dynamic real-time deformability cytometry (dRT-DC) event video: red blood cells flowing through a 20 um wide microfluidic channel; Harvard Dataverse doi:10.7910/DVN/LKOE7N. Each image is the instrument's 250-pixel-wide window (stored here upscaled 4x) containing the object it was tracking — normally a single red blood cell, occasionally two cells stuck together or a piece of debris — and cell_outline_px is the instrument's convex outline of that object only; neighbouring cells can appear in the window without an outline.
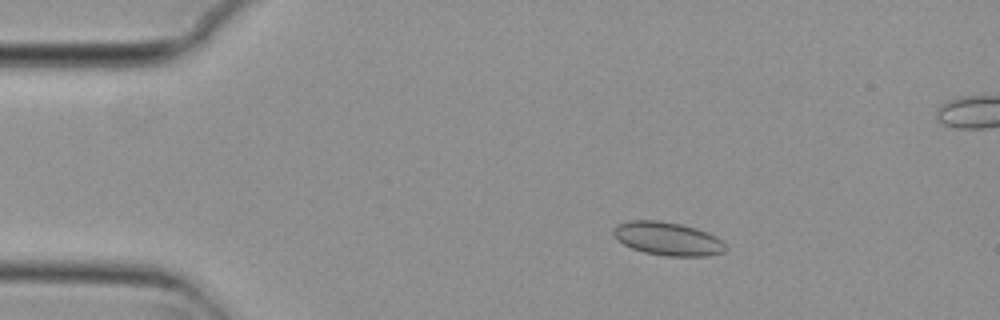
{"species": "common noctule bat (a hibernating species)", "species_latin": "Nyctalus noctula", "temperature_condition": "cold", "stored_images_in_passage": 54, "camera_frame_rate_fps": 3000, "um_per_image_px": 0.085, "animal": {"sex": "female", "body_mass_g": 29.2, "forearm_length_mm": 56.3}, "frame": {"image": 1, "passage_image": 7, "time_ms": 2.0, "image_size_px": [1000, 320], "cell_outline_px": [[728, 248], [724, 252], [708, 256], [664, 256], [644, 252], [632, 248], [624, 244], [612, 232], [612, 228], [616, 224], [628, 220], [656, 220], [680, 224], [696, 228], [708, 232], [716, 236]], "centroid_in_image_um": [56.76, 20.29], "position_along_channel_um": 28.2, "area_um2": 21.85}}
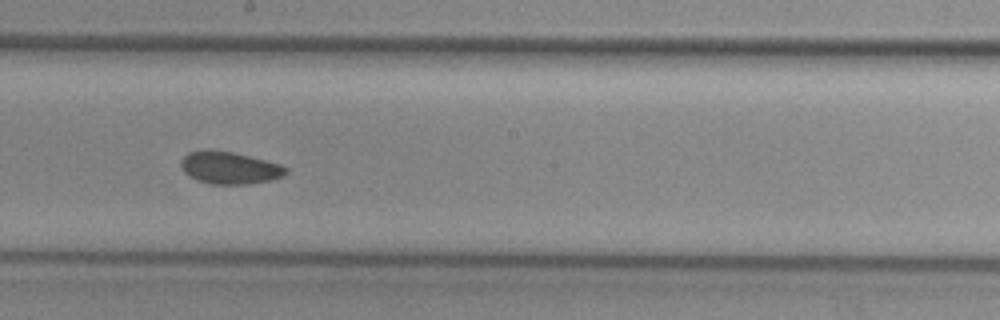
{"frame": {"image": 2, "passage_image": 28, "time_ms": 9.0, "image_size_px": [1000, 320], "cell_outline_px": [[288, 172], [284, 176], [272, 180], [248, 184], [212, 184], [196, 180], [184, 172], [180, 164], [180, 160], [188, 152], [204, 148], [212, 148], [232, 152], [280, 164], [288, 168]], "centroid_in_image_um": [19.48, 14.25], "position_along_channel_um": 228.7, "area_um2": 20.06}}
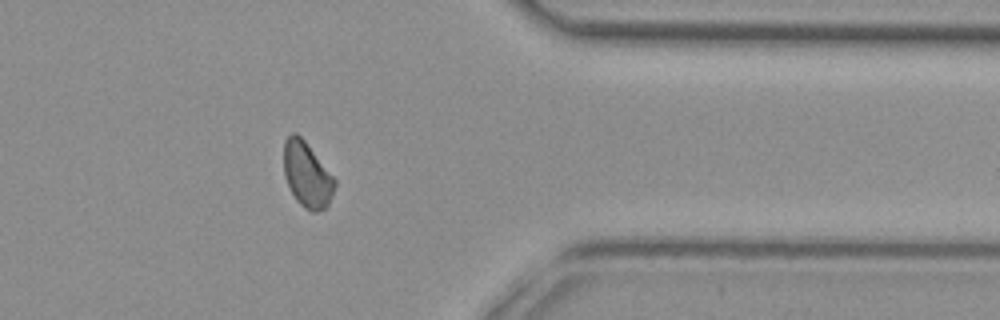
{"frame": {"image": 3, "passage_image": 42, "time_ms": 13.667, "image_size_px": [1000, 320], "cell_outline_px": [[336, 184], [332, 196], [328, 204], [324, 208], [316, 212], [312, 212], [304, 208], [296, 200], [284, 176], [284, 140], [292, 132], [296, 132], [304, 140], [336, 180]], "centroid_in_image_um": [26.09, 14.85], "position_along_channel_um": 385.3, "area_um2": 19.19}, "authors_computed_cell_mechanics": {"area_um2": 19.9121, "velocity_mm_per_s": 3.7025, "shape_relaxation_time_tau1_ms": null, "shape_relaxation_time_tau2_ms": 2.5205, "deformation_change_tau1": null, "deformation_change_tau2": 0.0586}}